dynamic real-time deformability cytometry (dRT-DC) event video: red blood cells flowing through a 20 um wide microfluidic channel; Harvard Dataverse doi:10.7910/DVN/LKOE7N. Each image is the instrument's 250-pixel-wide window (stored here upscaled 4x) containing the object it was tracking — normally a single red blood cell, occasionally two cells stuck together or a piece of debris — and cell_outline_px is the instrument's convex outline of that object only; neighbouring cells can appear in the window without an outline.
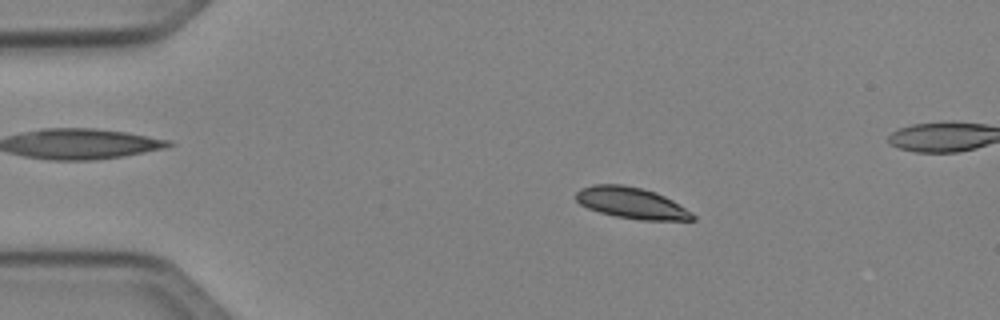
{"species": "Egyptian fruit bat (a non-hibernating species)", "species_latin": "Rousettus aegyptiacus", "temperature_condition": "cold", "stored_images_in_passage": 3, "camera_frame_rate_fps": 3000, "um_per_image_px": 0.085, "animal": {"sex": "female"}, "frame": {"image": 1, "passage_image": 1, "time_ms": 0.0, "image_size_px": [1000, 320], "cell_outline_px": [[696, 220], [640, 220], [616, 216], [600, 212], [588, 208], [580, 204], [576, 200], [576, 192], [580, 188], [592, 184], [624, 184], [656, 192], [672, 200], [692, 212], [696, 216]], "centroid_in_image_um": [53.68, 17.25], "position_along_channel_um": 31.3, "area_um2": 21.27}}